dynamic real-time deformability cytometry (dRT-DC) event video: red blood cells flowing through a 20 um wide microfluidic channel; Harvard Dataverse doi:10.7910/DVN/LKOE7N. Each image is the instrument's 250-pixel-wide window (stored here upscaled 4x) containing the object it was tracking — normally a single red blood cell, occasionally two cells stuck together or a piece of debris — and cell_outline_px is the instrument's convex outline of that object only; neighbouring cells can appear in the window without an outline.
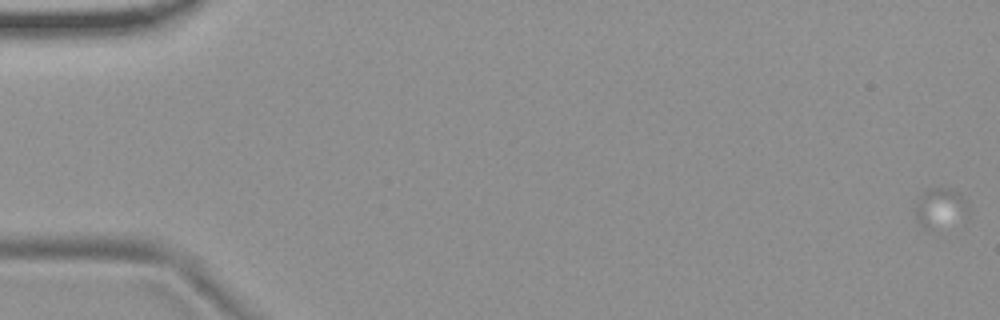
{"species": "common noctule bat (a hibernating species)", "species_latin": "Nyctalus noctula", "temperature_condition": "room temperature", "stored_images_in_passage": 1, "camera_frame_rate_fps": 3000, "um_per_image_px": 0.085, "animal": {"sex": "female", "body_mass_g": 19.9}, "frame": {"image": 1, "passage_image": 1, "time_ms": 0.0, "image_size_px": [1000, 320], "cell_outline_px": [[968, 212], [928, 228], [924, 228], [920, 224], [916, 216], [916, 200], [928, 188], [948, 188], [956, 192], [968, 204]], "centroid_in_image_um": [79.83, 17.56], "position_along_channel_um": 5.2, "area_um2": 10.92}}